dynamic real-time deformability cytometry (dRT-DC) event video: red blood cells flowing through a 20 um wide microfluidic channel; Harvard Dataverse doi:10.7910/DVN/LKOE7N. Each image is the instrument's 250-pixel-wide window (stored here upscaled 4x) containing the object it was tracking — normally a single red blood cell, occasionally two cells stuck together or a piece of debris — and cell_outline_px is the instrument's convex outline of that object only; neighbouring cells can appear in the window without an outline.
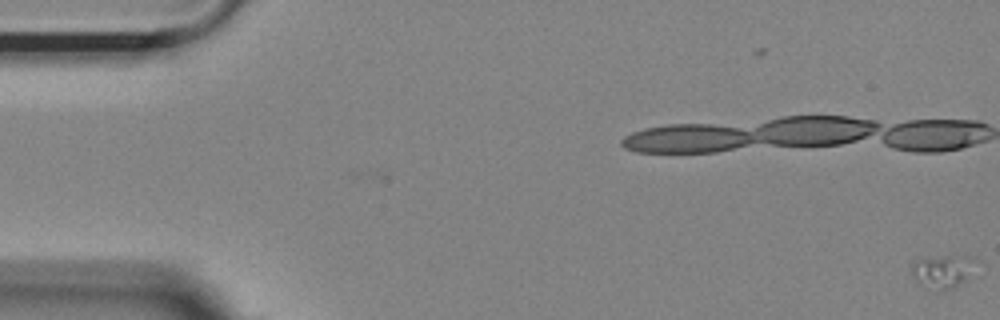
{"species": "Egyptian fruit bat (a non-hibernating species)", "species_latin": "Rousettus aegyptiacus", "temperature_condition": "room temperature", "stored_images_in_passage": 18, "camera_frame_rate_fps": 3000, "um_per_image_px": 0.085, "animal": {"sex": "female"}, "frame": {"image": 1, "passage_image": 1, "time_ms": 0.0, "image_size_px": [1000, 320], "cell_outline_px": [[972, 260], [960, 280], [956, 284], [940, 292], [916, 280], [912, 268], [912, 264], [916, 260], [944, 256], [968, 256]], "centroid_in_image_um": [79.97, 23.04], "position_along_channel_um": 5.0, "area_um2": 10.75}}